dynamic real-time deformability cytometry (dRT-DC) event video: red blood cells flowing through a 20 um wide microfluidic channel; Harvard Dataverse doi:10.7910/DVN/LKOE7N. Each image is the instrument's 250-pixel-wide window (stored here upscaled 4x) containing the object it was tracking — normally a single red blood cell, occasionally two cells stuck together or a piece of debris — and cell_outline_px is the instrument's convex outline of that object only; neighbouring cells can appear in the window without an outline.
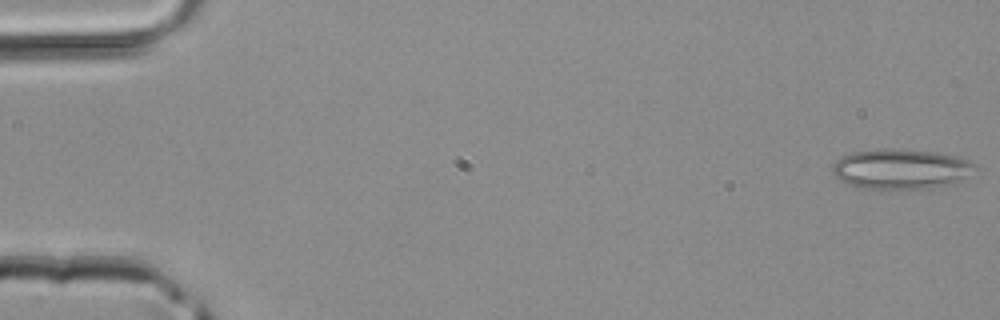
{"species": "common noctule bat (a hibernating species)", "species_latin": "Nyctalus noctula", "temperature_condition": "room temperature", "stored_images_in_passage": 45, "camera_frame_rate_fps": 3000, "um_per_image_px": 0.085, "animal": {"sex": "male", "body_mass_g": 20.4}, "frame": {"image": 1, "passage_image": 1, "time_ms": 0.0, "image_size_px": [1000, 320], "cell_outline_px": [[976, 164], [956, 184], [928, 188], [896, 192], [860, 188], [848, 184], [840, 180], [832, 172], [832, 164], [840, 156], [852, 152], [892, 148], [936, 152], [956, 156], [968, 160]], "centroid_in_image_um": [76.51, 14.4], "position_along_channel_um": 8.5, "area_um2": 33.99}}
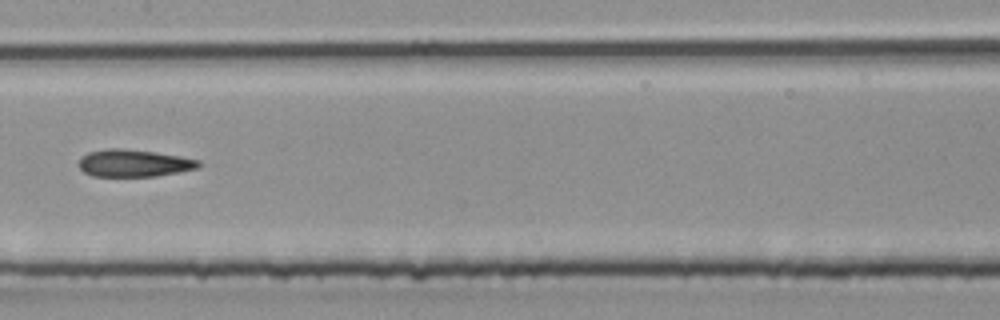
{"frame": {"image": 2, "passage_image": 23, "time_ms": 7.333, "image_size_px": [1000, 320], "cell_outline_px": [[204, 164], [200, 168], [156, 176], [92, 176], [84, 172], [80, 168], [80, 160], [88, 152], [108, 148], [124, 148], [156, 152], [180, 156], [200, 160]], "centroid_in_image_um": [11.45, 13.86], "position_along_channel_um": 195.9, "area_um2": 19.13}}
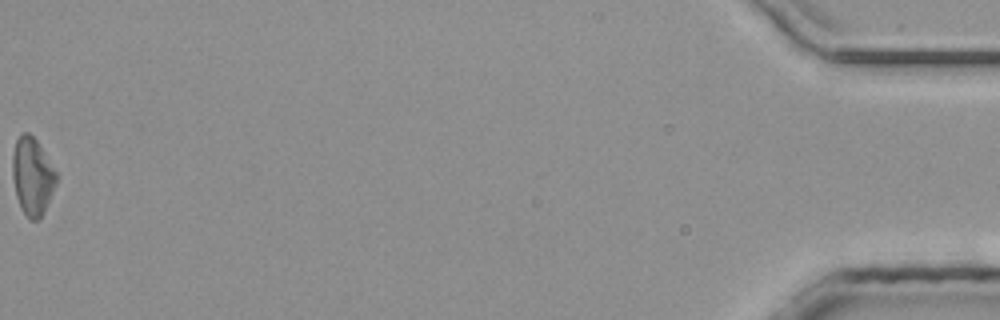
{"frame": {"image": 3, "passage_image": 45, "time_ms": 14.667, "image_size_px": [1000, 320], "cell_outline_px": [[56, 184], [44, 212], [40, 220], [28, 220], [16, 196], [12, 176], [12, 156], [16, 140], [20, 132], [28, 132], [36, 140], [56, 172]], "centroid_in_image_um": [2.73, 14.99], "position_along_channel_um": 432.5, "area_um2": 19.65}}